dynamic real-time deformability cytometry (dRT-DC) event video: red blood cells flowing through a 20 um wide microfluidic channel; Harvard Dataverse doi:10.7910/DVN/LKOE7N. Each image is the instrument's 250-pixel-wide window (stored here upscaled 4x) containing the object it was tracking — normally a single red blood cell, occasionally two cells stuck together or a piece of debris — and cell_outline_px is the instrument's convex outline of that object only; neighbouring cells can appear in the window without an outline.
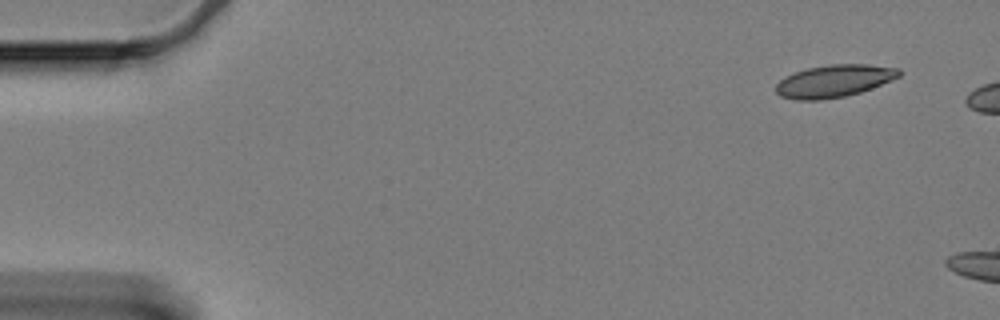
{"species": "Egyptian fruit bat (a non-hibernating species)", "species_latin": "Rousettus aegyptiacus", "temperature_condition": "cold", "stored_images_in_passage": 12, "camera_frame_rate_fps": 3000, "um_per_image_px": 0.085, "animal": {"sex": "female"}, "frame": {"image": 1, "passage_image": 1, "time_ms": 0.0, "image_size_px": [1000, 320], "cell_outline_px": [[900, 76], [872, 88], [860, 92], [844, 96], [820, 100], [796, 100], [780, 96], [776, 92], [776, 84], [780, 80], [796, 72], [808, 68], [832, 64], [868, 64], [900, 68]], "centroid_in_image_um": [70.91, 6.88], "position_along_channel_um": 14.1, "area_um2": 23.06}}